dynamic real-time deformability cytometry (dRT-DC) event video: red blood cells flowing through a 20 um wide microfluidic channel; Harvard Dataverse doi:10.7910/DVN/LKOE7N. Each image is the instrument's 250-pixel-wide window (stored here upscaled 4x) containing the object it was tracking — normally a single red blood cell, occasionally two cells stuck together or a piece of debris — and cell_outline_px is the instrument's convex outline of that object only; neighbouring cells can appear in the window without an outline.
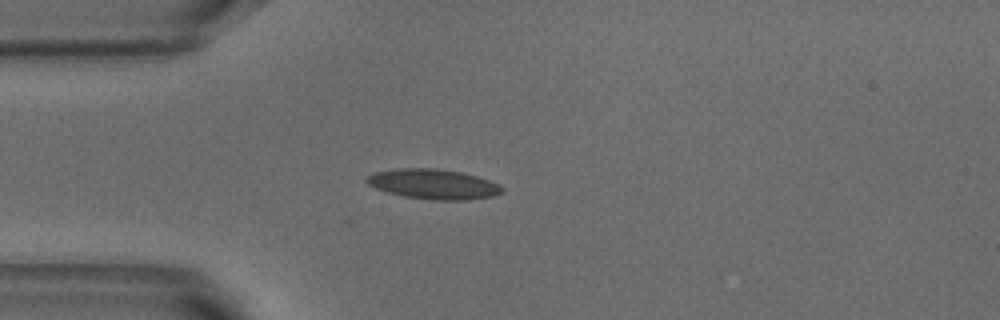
{"species": "common noctule bat (a hibernating species)", "species_latin": "Nyctalus noctula", "temperature_condition": "warm", "stored_images_in_passage": 33, "camera_frame_rate_fps": 3000, "um_per_image_px": 0.085, "animal": {"sex": "male", "body_mass_g": 18.8}, "frame": {"image": 1, "passage_image": 1, "time_ms": 0.0, "image_size_px": [1000, 320], "cell_outline_px": [[504, 192], [496, 196], [468, 200], [432, 200], [404, 196], [388, 192], [376, 188], [368, 184], [364, 180], [372, 172], [396, 168], [432, 168], [460, 172], [476, 176], [500, 184], [504, 188]], "centroid_in_image_um": [36.86, 15.65], "position_along_channel_um": 48.1, "area_um2": 23.81}}
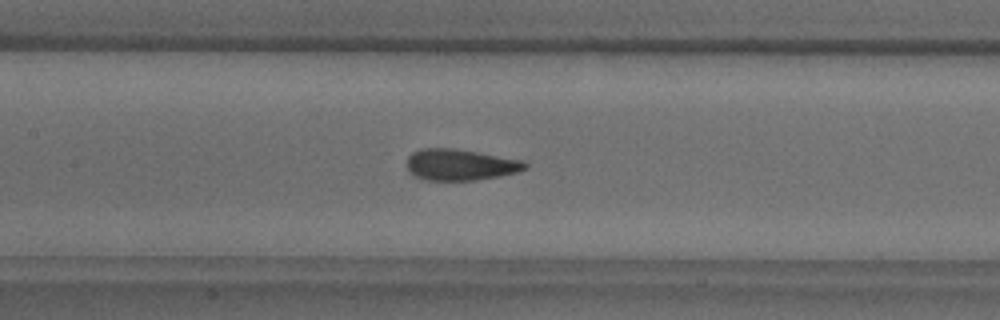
{"frame": {"image": 2, "passage_image": 11, "time_ms": 3.333, "image_size_px": [1000, 320], "cell_outline_px": [[528, 168], [516, 172], [500, 176], [476, 180], [428, 180], [416, 176], [408, 172], [408, 156], [412, 152], [420, 148], [452, 148], [524, 160], [528, 164]], "centroid_in_image_um": [39.14, 14.0], "position_along_channel_um": 168.3, "area_um2": 21.5}}
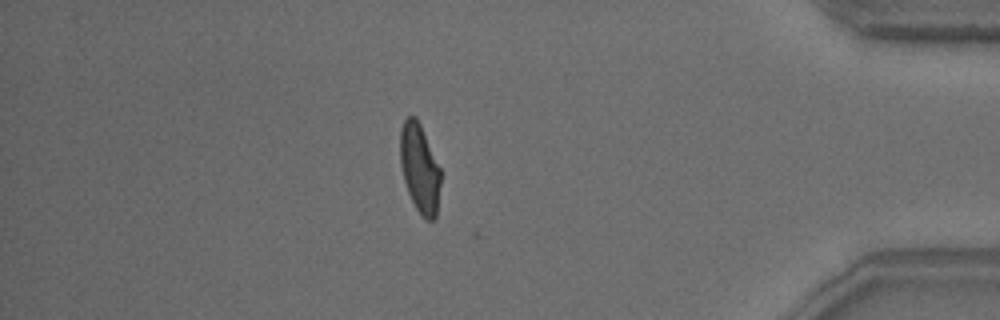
{"frame": {"image": 3, "passage_image": 32, "time_ms": 10.333, "image_size_px": [1000, 320], "cell_outline_px": [[440, 184], [436, 216], [432, 220], [428, 220], [416, 208], [408, 192], [404, 180], [400, 164], [400, 128], [404, 120], [408, 116], [416, 116], [420, 124], [440, 168]], "centroid_in_image_um": [35.65, 14.27], "position_along_channel_um": 399.5, "area_um2": 20.63}, "authors_computed_cell_mechanics": {"area_um2": 21.7328, "velocity_mm_per_s": 3.8783, "shape_relaxation_time_tau1_ms": 4.4388, "shape_relaxation_time_tau2_ms": 0.9216, "deformation_change_tau1": 0.1601, "deformation_change_tau2": 0.072}}